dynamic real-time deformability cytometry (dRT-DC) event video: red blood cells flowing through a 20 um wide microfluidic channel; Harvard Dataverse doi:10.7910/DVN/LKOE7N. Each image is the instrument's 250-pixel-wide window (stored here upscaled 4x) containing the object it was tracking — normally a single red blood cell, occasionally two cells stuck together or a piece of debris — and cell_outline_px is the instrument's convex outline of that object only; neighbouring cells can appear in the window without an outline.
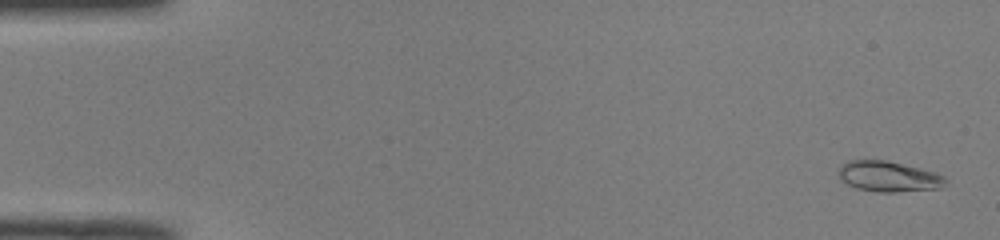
{"species": "common noctule bat (a hibernating species)", "species_latin": "Nyctalus noctula", "temperature_condition": "room temperature", "stored_images_in_passage": 52, "camera_frame_rate_fps": 3000, "um_per_image_px": 0.085, "animal": {"sex": "male", "body_mass_g": 19.0, "forearm_length_mm": 50.8}, "frame": {"image": 1, "passage_image": 2, "time_ms": 0.333, "image_size_px": [1000, 240], "cell_outline_px": [[948, 184], [940, 188], [896, 192], [880, 192], [856, 188], [840, 180], [840, 168], [848, 160], [884, 160], [920, 168], [936, 172], [944, 176], [948, 180]], "centroid_in_image_um": [75.59, 15.01], "position_along_channel_um": 9.4, "area_um2": 18.96}}
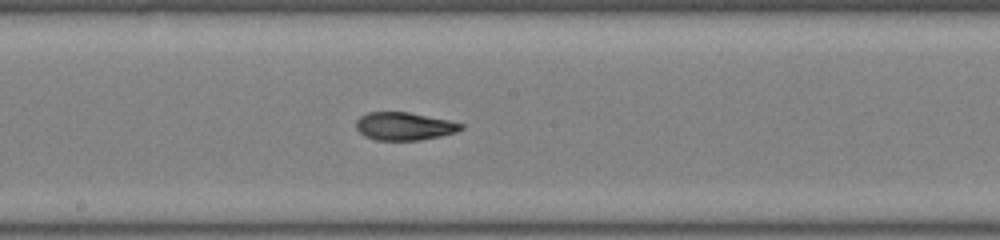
{"frame": {"image": 2, "passage_image": 28, "time_ms": 9.0, "image_size_px": [1000, 240], "cell_outline_px": [[464, 128], [456, 132], [440, 136], [420, 140], [376, 140], [364, 136], [356, 128], [356, 120], [360, 116], [368, 112], [408, 112], [448, 120], [464, 124]], "centroid_in_image_um": [34.35, 10.73], "position_along_channel_um": 213.8, "area_um2": 17.05}}
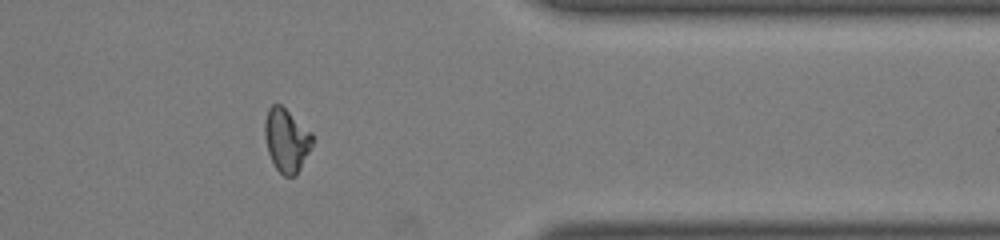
{"frame": {"image": 3, "passage_image": 42, "time_ms": 13.667, "image_size_px": [1000, 240], "cell_outline_px": [[312, 144], [296, 176], [284, 176], [276, 168], [268, 152], [264, 136], [264, 120], [268, 108], [272, 104], [280, 104], [312, 132]], "centroid_in_image_um": [24.32, 11.9], "position_along_channel_um": 387.1, "area_um2": 17.46}}